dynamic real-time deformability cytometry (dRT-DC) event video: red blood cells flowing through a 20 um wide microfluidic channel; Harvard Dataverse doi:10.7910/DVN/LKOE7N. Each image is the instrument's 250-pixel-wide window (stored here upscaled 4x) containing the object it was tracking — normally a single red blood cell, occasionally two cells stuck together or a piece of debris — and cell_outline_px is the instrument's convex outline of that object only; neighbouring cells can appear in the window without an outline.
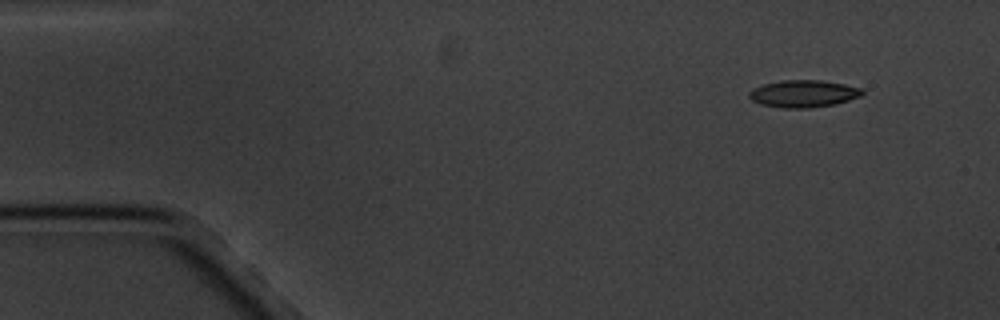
{"species": "common noctule bat (a hibernating species)", "species_latin": "Nyctalus noctula", "temperature_condition": "cold", "stored_images_in_passage": 5, "segment_of_instrument_passage": [1, 2], "camera_frame_rate_fps": 3000, "um_per_image_px": 0.085, "animal": {"sex": "male", "body_mass_g": 20.1, "forearm_length_mm": 53.5}, "frame": {"image": 1, "passage_image": 1, "time_ms": 0.0, "image_size_px": [1000, 320], "cell_outline_px": [[864, 92], [860, 96], [836, 104], [808, 108], [784, 108], [760, 104], [752, 100], [748, 96], [748, 92], [752, 88], [764, 84], [784, 80], [820, 80], [844, 84], [864, 88]], "centroid_in_image_um": [68.29, 7.96], "position_along_channel_um": 16.7, "area_um2": 17.98}}